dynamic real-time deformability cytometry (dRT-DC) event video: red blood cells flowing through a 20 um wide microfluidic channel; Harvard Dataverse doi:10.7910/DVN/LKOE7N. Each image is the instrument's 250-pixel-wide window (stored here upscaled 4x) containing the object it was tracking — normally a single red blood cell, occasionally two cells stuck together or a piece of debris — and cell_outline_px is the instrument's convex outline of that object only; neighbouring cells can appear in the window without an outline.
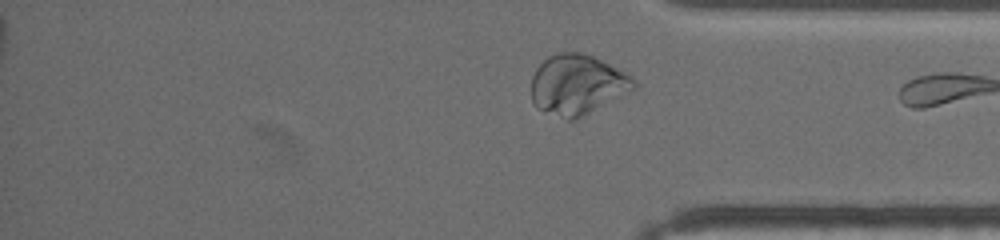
{"species": "common noctule bat (a hibernating species)", "species_latin": "Nyctalus noctula", "temperature_condition": "warm", "stored_images_in_passage": 17, "segment_of_instrument_passage": [2, 2], "camera_frame_rate_fps": 3000, "um_per_image_px": 0.085, "animal": {"sex": "female", "body_mass_g": 19.5, "forearm_length_mm": 54.1}, "frame": {"image": 1, "passage_image": 17, "time_ms": 14.333, "image_size_px": [1000, 240], "cell_outline_px": [[636, 88], [576, 120], [568, 120], [536, 108], [532, 100], [532, 76], [536, 68], [548, 56], [556, 52], [580, 52], [592, 56], [628, 72], [636, 80]], "centroid_in_image_um": [49.08, 7.19], "position_along_channel_um": 386.1, "area_um2": 36.07}}